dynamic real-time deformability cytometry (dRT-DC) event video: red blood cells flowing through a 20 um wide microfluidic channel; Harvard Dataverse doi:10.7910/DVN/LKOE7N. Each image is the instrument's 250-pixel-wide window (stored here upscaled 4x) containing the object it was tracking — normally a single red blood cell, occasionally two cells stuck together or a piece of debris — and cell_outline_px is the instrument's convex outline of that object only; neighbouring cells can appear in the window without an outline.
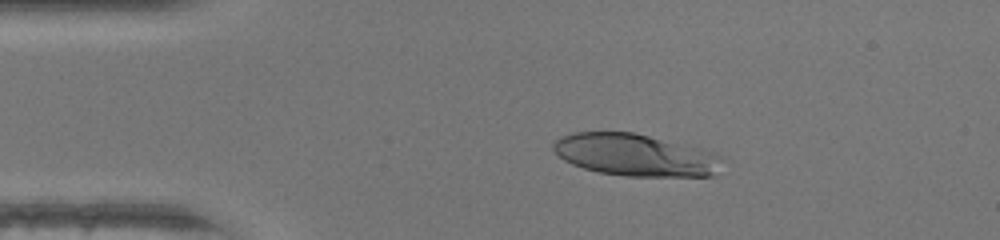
{"species": "human", "species_latin": "Homo sapiens", "temperature_condition": "warm", "stored_images_in_passage": 39, "camera_frame_rate_fps": 3000, "um_per_image_px": 0.085, "donor": {"sex": "female"}, "frame": {"image": 1, "passage_image": 1, "time_ms": 0.0, "image_size_px": [1000, 240], "cell_outline_px": [[724, 160], [712, 176], [624, 176], [600, 172], [584, 168], [572, 164], [564, 160], [552, 148], [552, 144], [560, 136], [576, 132], [632, 132], [716, 152]], "centroid_in_image_um": [54.0, 13.17], "position_along_channel_um": 31.0, "area_um2": 41.21}}
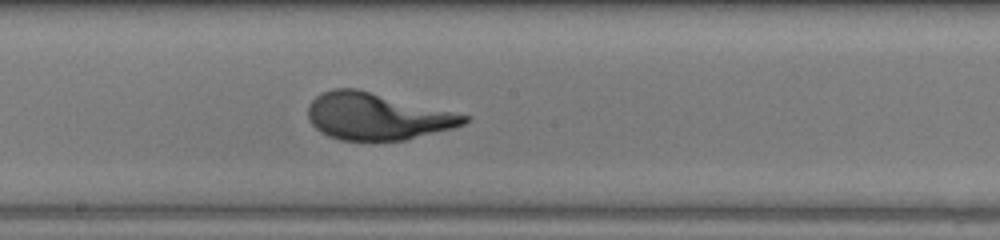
{"frame": {"image": 2, "passage_image": 17, "time_ms": 5.333, "image_size_px": [1000, 240], "cell_outline_px": [[472, 116], [464, 124], [452, 128], [404, 140], [340, 140], [328, 136], [320, 132], [308, 120], [308, 104], [320, 92], [332, 88], [356, 88]], "centroid_in_image_um": [32.01, 9.88], "position_along_channel_um": 216.2, "area_um2": 42.66}}
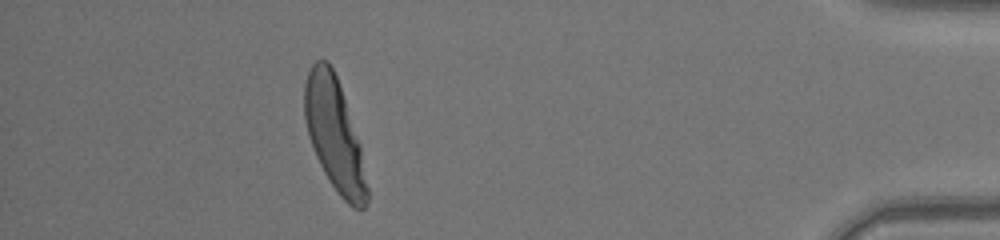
{"frame": {"image": 3, "passage_image": 34, "time_ms": 11.0, "image_size_px": [1000, 240], "cell_outline_px": [[368, 200], [364, 208], [352, 208], [340, 196], [328, 180], [316, 156], [308, 136], [304, 120], [304, 84], [308, 72], [312, 64], [316, 60], [328, 60], [336, 76], [360, 144], [368, 188]], "centroid_in_image_um": [28.41, 11.45], "position_along_channel_um": 406.8, "area_um2": 40.63}}